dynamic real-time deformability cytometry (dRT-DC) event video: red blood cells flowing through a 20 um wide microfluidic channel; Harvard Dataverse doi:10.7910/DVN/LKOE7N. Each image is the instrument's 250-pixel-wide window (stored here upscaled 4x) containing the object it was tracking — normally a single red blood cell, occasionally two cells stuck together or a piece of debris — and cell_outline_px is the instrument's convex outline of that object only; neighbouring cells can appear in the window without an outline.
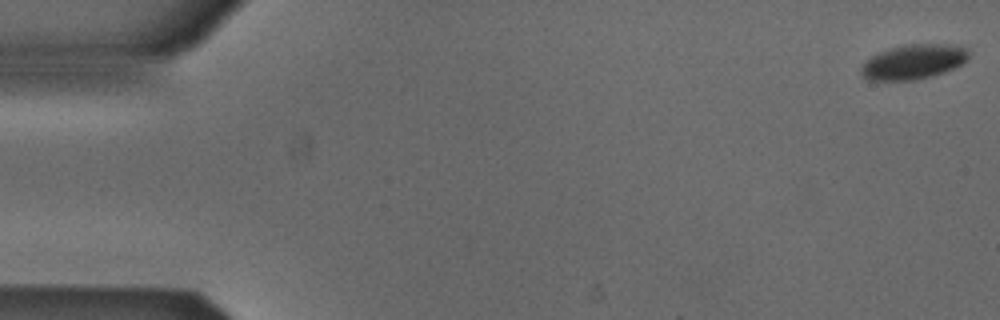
{"species": "Egyptian fruit bat (a non-hibernating species)", "species_latin": "Rousettus aegyptiacus", "temperature_condition": "cold", "stored_images_in_passage": 53, "camera_frame_rate_fps": 3000, "um_per_image_px": 0.085, "animal": {"sex": "male"}, "frame": {"image": 1, "passage_image": 1, "time_ms": 0.0, "image_size_px": [1000, 320], "cell_outline_px": [[968, 56], [960, 64], [944, 72], [932, 76], [912, 80], [868, 80], [860, 72], [860, 68], [872, 56], [888, 48], [908, 44], [948, 44], [968, 48]], "centroid_in_image_um": [77.63, 5.25], "position_along_channel_um": 7.4, "area_um2": 21.44}}
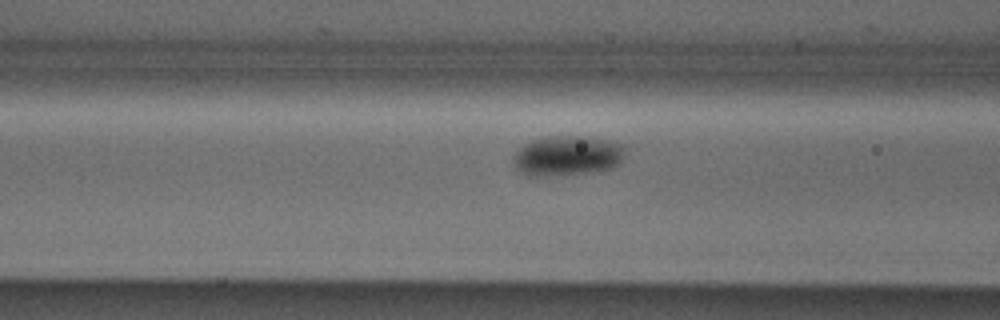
{"frame": {"image": 2, "passage_image": 21, "time_ms": 6.667, "image_size_px": [1000, 320], "cell_outline_px": [[624, 156], [620, 164], [612, 168], [600, 172], [552, 176], [528, 176], [520, 172], [512, 164], [512, 156], [524, 144], [532, 140], [544, 136], [580, 136], [608, 140], [624, 144]], "centroid_in_image_um": [48.22, 13.25], "position_along_channel_um": 118.4, "area_um2": 26.7}}
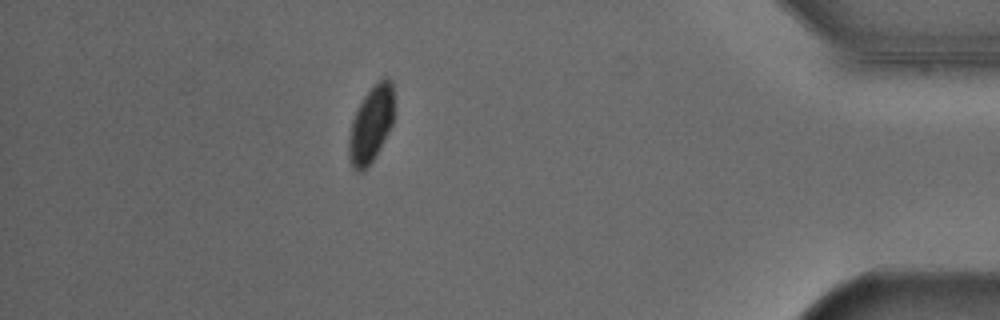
{"frame": {"image": 3, "passage_image": 47, "time_ms": 15.333, "image_size_px": [1000, 320], "cell_outline_px": [[392, 124], [380, 148], [372, 160], [360, 172], [356, 172], [352, 168], [348, 160], [348, 140], [352, 120], [364, 96], [384, 76], [388, 76], [392, 80]], "centroid_in_image_um": [31.5, 10.6], "position_along_channel_um": 403.7, "area_um2": 19.71}}